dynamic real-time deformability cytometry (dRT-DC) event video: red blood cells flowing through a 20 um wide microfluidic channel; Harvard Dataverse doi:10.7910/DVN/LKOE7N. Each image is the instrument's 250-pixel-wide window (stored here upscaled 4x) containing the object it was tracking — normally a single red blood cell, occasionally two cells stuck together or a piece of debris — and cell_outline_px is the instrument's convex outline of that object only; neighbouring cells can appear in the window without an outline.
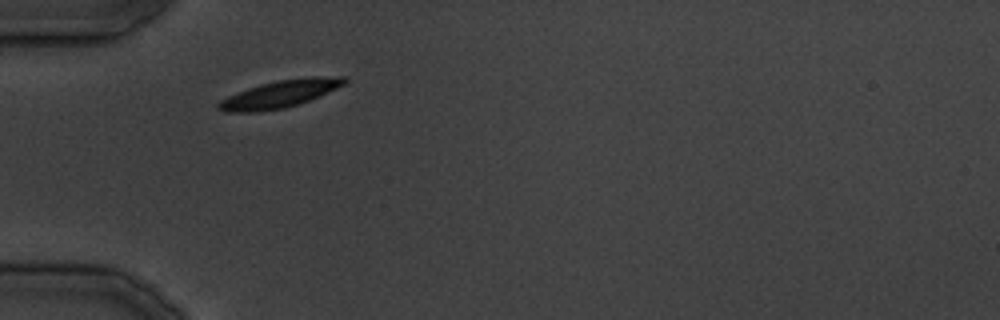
{"species": "common noctule bat (a hibernating species)", "species_latin": "Nyctalus noctula", "temperature_condition": "cold", "stored_images_in_passage": 26, "camera_frame_rate_fps": 3000, "um_per_image_px": 0.085, "animal": {"sex": "male", "body_mass_g": 19.5, "forearm_length_mm": 54.6}, "frame": {"image": 1, "passage_image": 1, "time_ms": 0.0, "image_size_px": [1000, 320], "cell_outline_px": [[348, 80], [344, 84], [320, 96], [284, 108], [260, 112], [224, 112], [216, 108], [216, 104], [220, 100], [228, 96], [248, 88], [280, 80], [312, 76], [348, 76]], "centroid_in_image_um": [23.79, 7.99], "position_along_channel_um": 61.2, "area_um2": 19.94}}
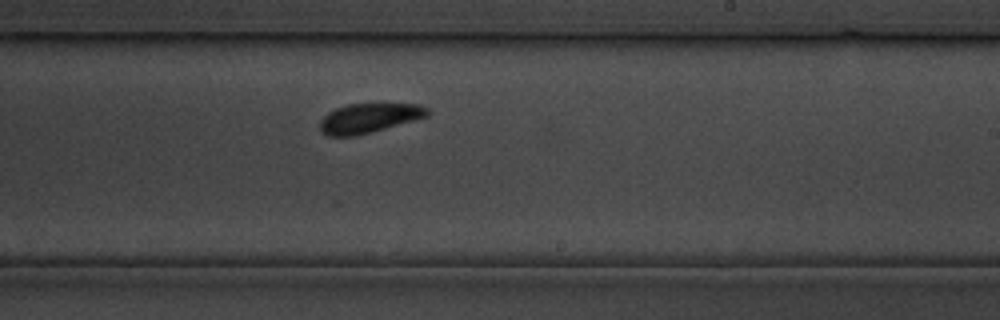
{"frame": {"image": 2, "passage_image": 12, "time_ms": 13.667, "image_size_px": [1000, 320], "cell_outline_px": [[428, 116], [416, 120], [372, 132], [356, 136], [328, 136], [320, 132], [320, 120], [328, 112], [336, 108], [348, 104], [416, 104], [428, 108]], "centroid_in_image_um": [31.34, 10.05], "position_along_channel_um": 257.7, "area_um2": 18.5}}
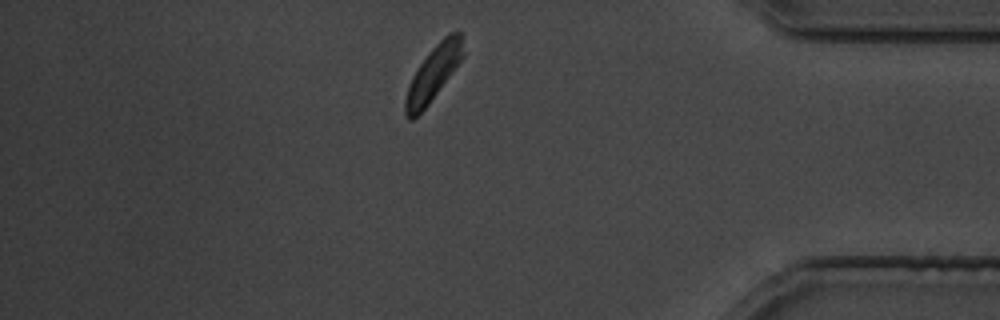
{"frame": {"image": 3, "passage_image": 21, "time_ms": 25.0, "image_size_px": [1000, 320], "cell_outline_px": [[464, 56], [428, 104], [412, 120], [408, 120], [404, 116], [404, 100], [412, 76], [428, 52], [448, 32], [460, 32], [464, 52]], "centroid_in_image_um": [36.8, 6.24], "position_along_channel_um": 398.4, "area_um2": 18.09}}